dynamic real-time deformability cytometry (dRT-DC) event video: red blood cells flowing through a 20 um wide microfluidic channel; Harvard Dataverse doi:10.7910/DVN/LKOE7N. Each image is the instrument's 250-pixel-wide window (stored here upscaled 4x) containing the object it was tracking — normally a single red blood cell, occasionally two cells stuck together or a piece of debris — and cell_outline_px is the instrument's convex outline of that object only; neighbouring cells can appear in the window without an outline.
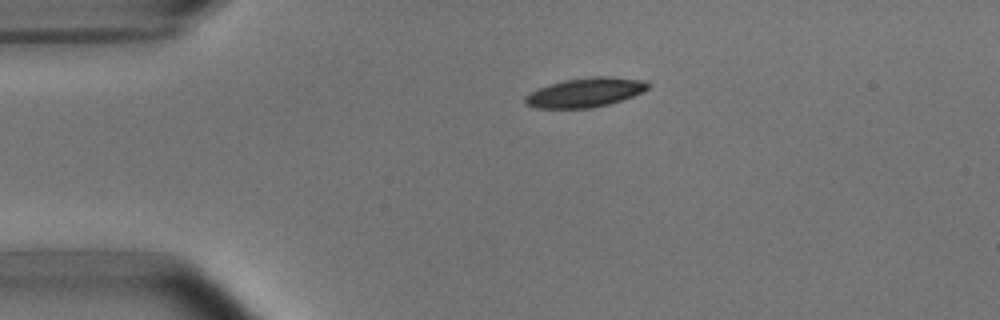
{"species": "common noctule bat (a hibernating species)", "species_latin": "Nyctalus noctula", "temperature_condition": "room temperature", "stored_images_in_passage": 42, "camera_frame_rate_fps": 3000, "um_per_image_px": 0.085, "animal": {"sex": "male", "body_mass_g": 15.6}, "frame": {"image": 1, "passage_image": 1, "time_ms": 0.0, "image_size_px": [1000, 320], "cell_outline_px": [[652, 84], [644, 92], [608, 104], [592, 108], [536, 108], [524, 104], [524, 96], [548, 84], [564, 80], [592, 76], [612, 76], [644, 80]], "centroid_in_image_um": [49.76, 7.85], "position_along_channel_um": 35.2, "area_um2": 21.1}}
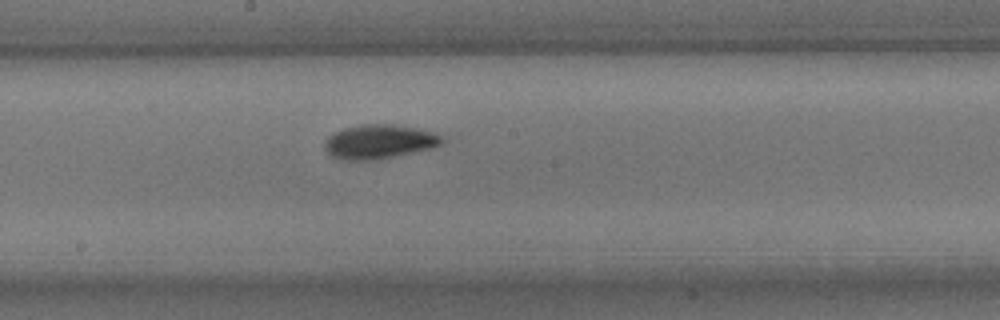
{"frame": {"image": 2, "passage_image": 18, "time_ms": 5.667, "image_size_px": [1000, 320], "cell_outline_px": [[444, 144], [432, 148], [392, 156], [368, 160], [348, 160], [332, 156], [324, 148], [324, 140], [332, 132], [344, 128], [360, 124], [392, 124], [416, 128], [436, 132], [444, 136]], "centroid_in_image_um": [32.25, 12.02], "position_along_channel_um": 216.0, "area_um2": 23.41}}
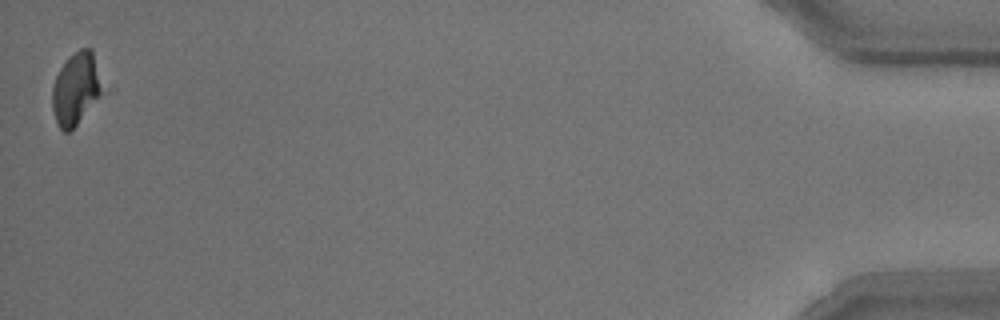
{"frame": {"image": 3, "passage_image": 42, "time_ms": 13.667, "image_size_px": [1000, 320], "cell_outline_px": [[104, 92], [76, 124], [68, 132], [64, 132], [60, 128], [56, 120], [52, 108], [52, 88], [56, 76], [60, 68], [68, 56], [80, 48], [92, 48], [104, 88]], "centroid_in_image_um": [6.47, 7.5], "position_along_channel_um": 428.7, "area_um2": 21.1}, "authors_computed_cell_mechanics": {"area_um2": 21.4149, "velocity_mm_per_s": 3.7937, "shape_relaxation_time_tau1_ms": null, "shape_relaxation_time_tau2_ms": 1.8509, "deformation_change_tau1": null, "deformation_change_tau2": 0.0679}}